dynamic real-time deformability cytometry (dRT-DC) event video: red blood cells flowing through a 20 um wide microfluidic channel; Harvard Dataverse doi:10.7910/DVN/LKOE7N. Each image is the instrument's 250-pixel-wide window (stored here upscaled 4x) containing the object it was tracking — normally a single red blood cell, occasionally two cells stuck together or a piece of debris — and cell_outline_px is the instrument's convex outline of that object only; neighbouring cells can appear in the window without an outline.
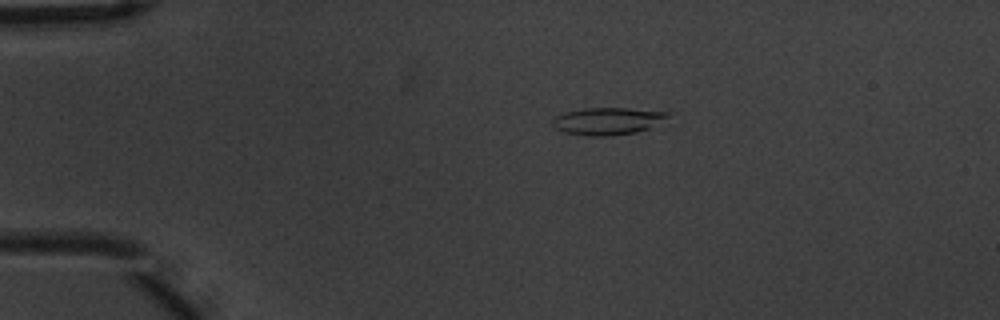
{"species": "common noctule bat (a hibernating species)", "species_latin": "Nyctalus noctula", "temperature_condition": "warm", "stored_images_in_passage": 4, "camera_frame_rate_fps": 3000, "um_per_image_px": 0.085, "animal": {"sex": "male", "body_mass_g": 20.1, "forearm_length_mm": 53.5}, "frame": {"image": 1, "passage_image": 2, "time_ms": 0.333, "image_size_px": [1000, 320], "cell_outline_px": [[672, 112], [668, 116], [648, 128], [636, 132], [604, 136], [588, 136], [564, 132], [556, 128], [552, 124], [552, 120], [556, 116], [564, 112], [584, 108], [628, 108]], "centroid_in_image_um": [51.61, 10.28], "position_along_channel_um": 33.4, "area_um2": 18.09}}